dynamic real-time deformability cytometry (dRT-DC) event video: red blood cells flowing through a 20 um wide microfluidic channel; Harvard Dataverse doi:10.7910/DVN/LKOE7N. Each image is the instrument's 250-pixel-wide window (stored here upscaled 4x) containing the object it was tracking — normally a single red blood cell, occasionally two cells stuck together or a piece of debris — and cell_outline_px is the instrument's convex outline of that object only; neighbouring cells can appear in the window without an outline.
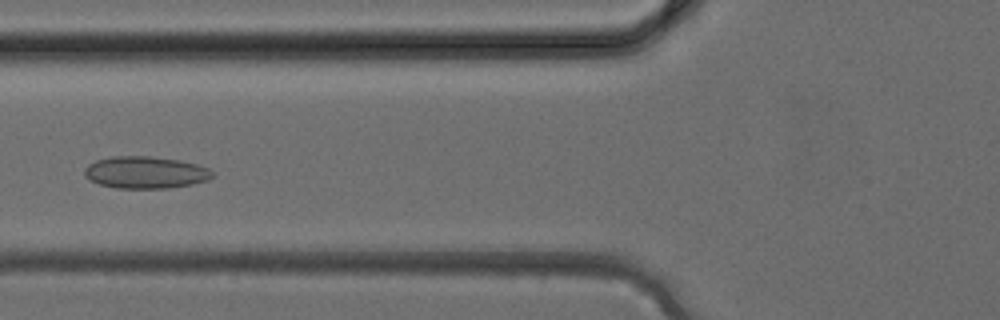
{"species": "common noctule bat (a hibernating species)", "species_latin": "Nyctalus noctula", "temperature_condition": "cold", "stored_images_in_passage": 29, "camera_frame_rate_fps": 3000, "um_per_image_px": 0.085, "animal": {"sex": "female", "body_mass_g": 24.6, "forearm_length_mm": 56.2}, "frame": {"image": 1, "passage_image": 7, "time_ms": 2.0, "image_size_px": [1000, 320], "cell_outline_px": [[212, 176], [208, 180], [192, 184], [168, 188], [116, 188], [100, 184], [84, 176], [84, 168], [88, 164], [96, 160], [112, 156], [148, 156], [180, 160], [196, 164], [208, 168], [212, 172]], "centroid_in_image_um": [12.34, 14.65], "position_along_channel_um": 113.5, "area_um2": 23.81}}
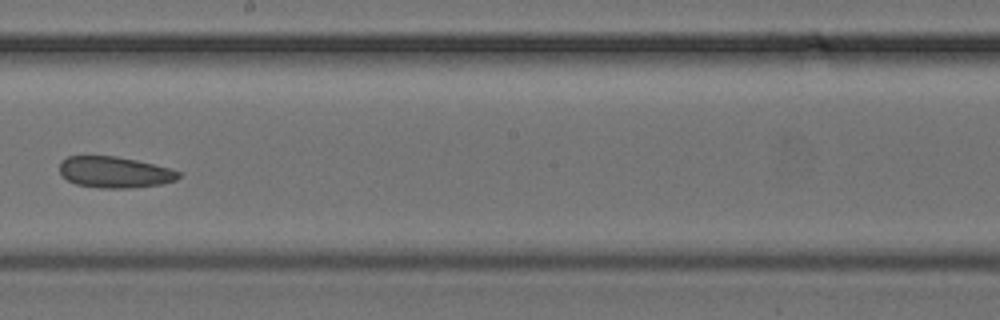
{"frame": {"image": 2, "passage_image": 14, "time_ms": 4.333, "image_size_px": [1000, 320], "cell_outline_px": [[180, 176], [176, 180], [160, 184], [128, 188], [100, 188], [76, 184], [68, 180], [60, 172], [60, 160], [68, 156], [116, 156], [136, 160], [172, 168], [180, 172]], "centroid_in_image_um": [9.75, 14.63], "position_along_channel_um": 238.4, "area_um2": 21.62}}
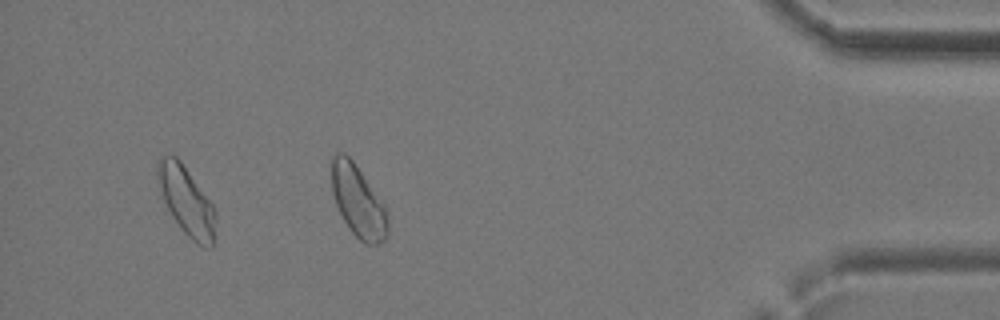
{"frame": {"image": 3, "passage_image": 26, "time_ms": 8.333, "image_size_px": [1000, 320], "cell_outline_px": [[216, 244], [212, 248], [196, 244], [180, 228], [160, 200], [156, 184], [156, 164], [160, 156], [176, 156], [180, 160], [212, 204], [216, 212]], "centroid_in_image_um": [15.81, 17.11], "position_along_channel_um": 419.4, "area_um2": 23.99}}